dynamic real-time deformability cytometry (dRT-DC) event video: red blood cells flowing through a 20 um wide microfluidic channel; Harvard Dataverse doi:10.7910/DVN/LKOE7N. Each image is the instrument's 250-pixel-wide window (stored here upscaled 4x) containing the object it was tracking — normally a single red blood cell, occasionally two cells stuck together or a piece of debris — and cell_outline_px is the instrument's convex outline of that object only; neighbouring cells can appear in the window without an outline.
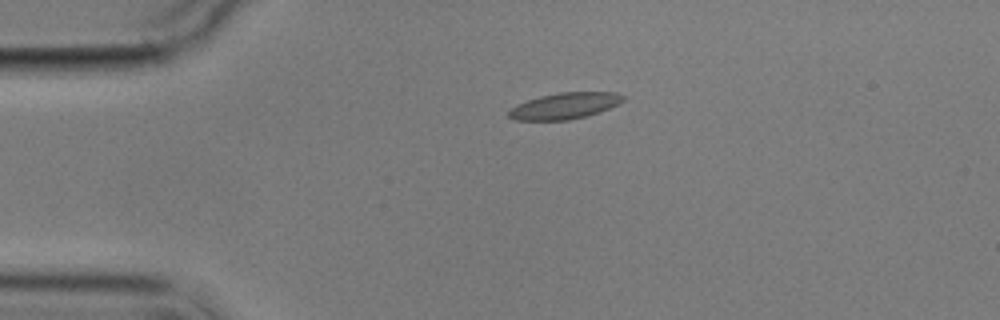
{"species": "common noctule bat (a hibernating species)", "species_latin": "Nyctalus noctula", "temperature_condition": "cold", "stored_images_in_passage": 2, "camera_frame_rate_fps": 3000, "um_per_image_px": 0.085, "animal": {"sex": "male", "body_mass_g": 17.9}, "frame": {"image": 1, "passage_image": 1, "time_ms": 0.0, "image_size_px": [1000, 320], "cell_outline_px": [[624, 100], [620, 104], [588, 116], [568, 120], [516, 120], [508, 116], [508, 112], [516, 104], [540, 96], [560, 92], [616, 92], [624, 96]], "centroid_in_image_um": [48.02, 8.99], "position_along_channel_um": 37.0, "area_um2": 17.51}}